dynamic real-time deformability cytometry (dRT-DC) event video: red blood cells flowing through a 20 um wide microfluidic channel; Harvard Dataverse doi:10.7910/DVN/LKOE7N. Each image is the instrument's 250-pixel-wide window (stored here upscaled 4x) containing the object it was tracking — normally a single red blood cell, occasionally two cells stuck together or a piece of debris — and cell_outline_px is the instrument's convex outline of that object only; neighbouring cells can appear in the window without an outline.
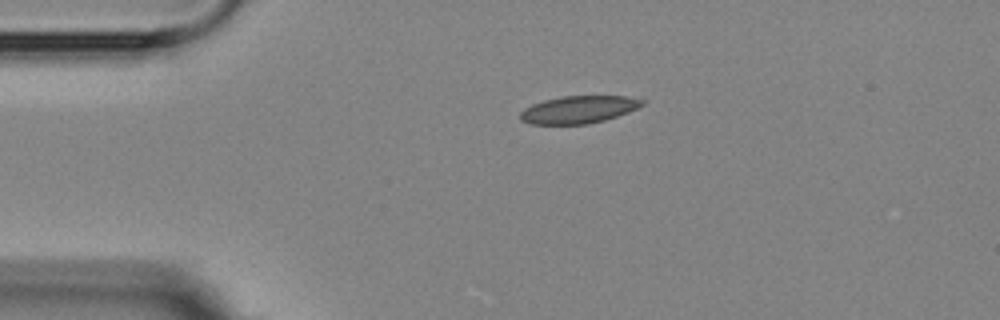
{"species": "Egyptian fruit bat (a non-hibernating species)", "species_latin": "Rousettus aegyptiacus", "temperature_condition": "room temperature", "stored_images_in_passage": 2, "camera_frame_rate_fps": 3000, "um_per_image_px": 0.085, "animal": {"sex": "female"}, "frame": {"image": 1, "passage_image": 1, "time_ms": 0.0, "image_size_px": [1000, 320], "cell_outline_px": [[648, 100], [644, 104], [628, 112], [604, 120], [588, 124], [528, 124], [520, 120], [520, 112], [524, 108], [532, 104], [544, 100], [560, 96], [624, 96]], "centroid_in_image_um": [49.16, 9.31], "position_along_channel_um": 35.8, "area_um2": 19.59}}